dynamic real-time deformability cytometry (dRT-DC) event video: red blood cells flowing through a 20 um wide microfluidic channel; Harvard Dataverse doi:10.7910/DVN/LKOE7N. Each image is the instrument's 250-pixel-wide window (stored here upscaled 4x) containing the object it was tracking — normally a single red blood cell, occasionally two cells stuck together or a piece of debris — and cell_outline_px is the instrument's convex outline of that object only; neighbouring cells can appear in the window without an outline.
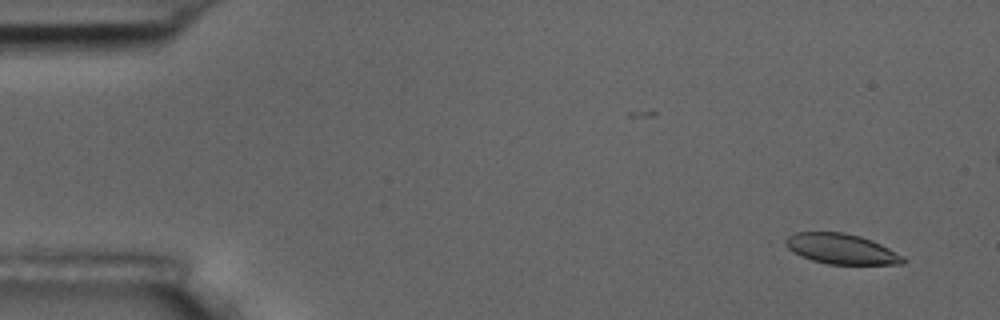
{"species": "common noctule bat (a hibernating species)", "species_latin": "Nyctalus noctula", "temperature_condition": "room temperature", "stored_images_in_passage": 7, "camera_frame_rate_fps": 3000, "um_per_image_px": 0.085, "animal": {"sex": "male", "body_mass_g": 17.5, "forearm_length_mm": 52.3}, "frame": {"image": 1, "passage_image": 2, "time_ms": 1.0, "image_size_px": [1000, 320], "cell_outline_px": [[908, 260], [904, 264], [828, 264], [812, 260], [800, 256], [792, 252], [784, 244], [784, 240], [788, 236], [796, 232], [844, 232], [860, 236], [872, 240], [904, 256]], "centroid_in_image_um": [71.51, 21.16], "position_along_channel_um": 13.5, "area_um2": 20.87}}